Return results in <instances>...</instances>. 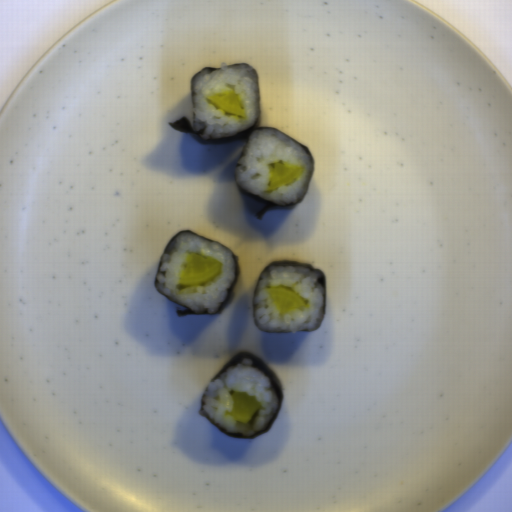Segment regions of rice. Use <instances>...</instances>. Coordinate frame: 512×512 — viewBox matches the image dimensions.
Returning <instances> with one entry per match:
<instances>
[{
	"mask_svg": "<svg viewBox=\"0 0 512 512\" xmlns=\"http://www.w3.org/2000/svg\"><path fill=\"white\" fill-rule=\"evenodd\" d=\"M239 391L256 396L261 405L253 420L245 425L225 414V411L232 410L233 393ZM278 407L271 379L254 368L253 361L245 358L208 383L201 397L199 414L229 434L251 438L264 430Z\"/></svg>",
	"mask_w": 512,
	"mask_h": 512,
	"instance_id": "rice-5",
	"label": "rice"
},
{
	"mask_svg": "<svg viewBox=\"0 0 512 512\" xmlns=\"http://www.w3.org/2000/svg\"><path fill=\"white\" fill-rule=\"evenodd\" d=\"M191 253L221 263L220 275L207 284L180 287L181 267ZM235 278L236 262L230 248L184 232L167 246L160 261L156 287L196 314H214L225 303Z\"/></svg>",
	"mask_w": 512,
	"mask_h": 512,
	"instance_id": "rice-3",
	"label": "rice"
},
{
	"mask_svg": "<svg viewBox=\"0 0 512 512\" xmlns=\"http://www.w3.org/2000/svg\"><path fill=\"white\" fill-rule=\"evenodd\" d=\"M228 92L237 96L245 117L222 111L207 98ZM260 103L258 73L247 63L233 66L220 63L219 69H202L192 81L193 130L200 139L232 137L245 132L257 121Z\"/></svg>",
	"mask_w": 512,
	"mask_h": 512,
	"instance_id": "rice-1",
	"label": "rice"
},
{
	"mask_svg": "<svg viewBox=\"0 0 512 512\" xmlns=\"http://www.w3.org/2000/svg\"><path fill=\"white\" fill-rule=\"evenodd\" d=\"M268 287L296 292L306 303L289 314H280L271 300ZM258 329L272 333H296L320 326L325 312V291L319 274L298 265H275L260 277L252 306Z\"/></svg>",
	"mask_w": 512,
	"mask_h": 512,
	"instance_id": "rice-4",
	"label": "rice"
},
{
	"mask_svg": "<svg viewBox=\"0 0 512 512\" xmlns=\"http://www.w3.org/2000/svg\"><path fill=\"white\" fill-rule=\"evenodd\" d=\"M299 166L301 173L277 189L268 190L274 164ZM235 181L251 195L290 206L303 200L313 175L312 162L304 149L283 132L258 128L248 137L234 168Z\"/></svg>",
	"mask_w": 512,
	"mask_h": 512,
	"instance_id": "rice-2",
	"label": "rice"
}]
</instances>
